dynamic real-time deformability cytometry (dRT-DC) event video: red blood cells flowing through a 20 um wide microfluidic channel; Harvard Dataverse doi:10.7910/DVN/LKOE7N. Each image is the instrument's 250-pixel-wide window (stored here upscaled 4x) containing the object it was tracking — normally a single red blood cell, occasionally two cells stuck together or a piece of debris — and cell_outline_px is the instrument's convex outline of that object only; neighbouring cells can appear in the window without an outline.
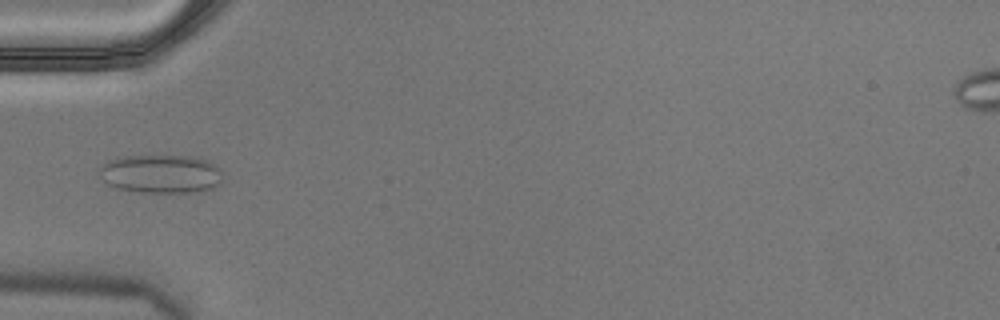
{"species": "Egyptian fruit bat (a non-hibernating species)", "species_latin": "Rousettus aegyptiacus", "temperature_condition": "cold", "stored_images_in_passage": 7, "camera_frame_rate_fps": 3000, "um_per_image_px": 0.085, "animal": {"sex": "male"}, "frame": {"image": 1, "passage_image": 6, "time_ms": 1.667, "image_size_px": [1000, 320], "cell_outline_px": [[220, 184], [212, 188], [200, 192], [140, 192], [120, 188], [108, 184], [100, 176], [100, 164], [108, 160], [124, 156], [192, 156], [208, 160], [220, 172]], "centroid_in_image_um": [13.65, 14.77], "position_along_channel_um": 71.3, "area_um2": 27.51}}
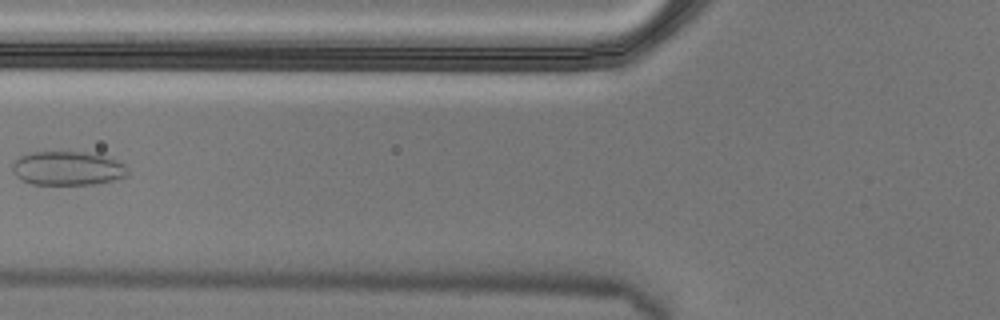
{"frame": {"image": 2, "passage_image": 7, "time_ms": 2.0, "image_size_px": [1000, 320], "cell_outline_px": [[128, 176], [96, 184], [32, 184], [20, 180], [12, 172], [12, 164], [20, 156], [32, 152], [96, 152], [116, 160], [124, 164], [128, 168]], "centroid_in_image_um": [5.76, 14.3], "position_along_channel_um": 120.0, "area_um2": 23.06}}